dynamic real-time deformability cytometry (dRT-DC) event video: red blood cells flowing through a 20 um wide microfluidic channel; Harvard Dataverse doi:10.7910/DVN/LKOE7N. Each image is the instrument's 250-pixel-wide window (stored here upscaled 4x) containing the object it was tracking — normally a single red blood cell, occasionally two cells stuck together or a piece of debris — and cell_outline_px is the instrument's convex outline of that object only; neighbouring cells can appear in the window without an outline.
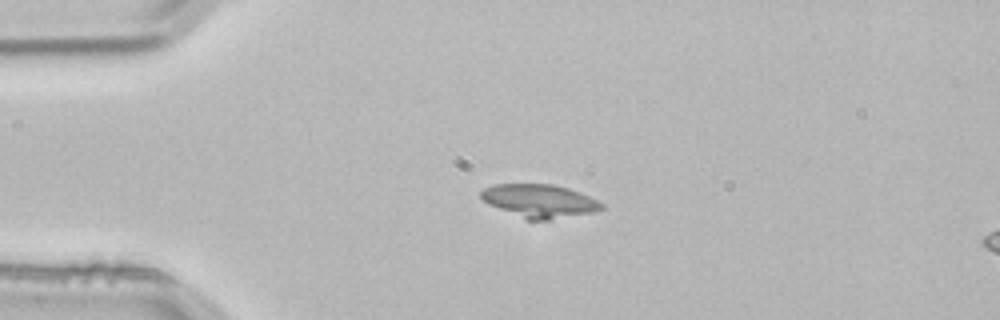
{"species": "common noctule bat (a hibernating species)", "species_latin": "Nyctalus noctula", "temperature_condition": "room temperature", "stored_images_in_passage": 3, "camera_frame_rate_fps": 3000, "um_per_image_px": 0.085, "animal": {"sex": "male", "body_mass_g": 21.5, "forearm_length_mm": 52.0}, "frame": {"image": 1, "passage_image": 2, "time_ms": 0.333, "image_size_px": [1000, 320], "cell_outline_px": [[604, 208], [592, 212], [548, 220], [528, 220], [488, 204], [480, 196], [480, 192], [484, 188], [496, 184], [552, 184], [568, 188], [580, 192], [604, 204]], "centroid_in_image_um": [45.85, 17.07], "position_along_channel_um": 39.2, "area_um2": 23.12}}
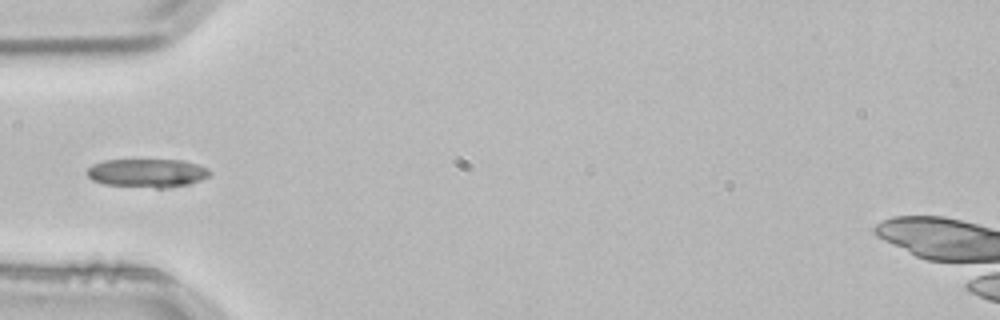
{"frame": {"image": 2, "passage_image": 3, "time_ms": 0.667, "image_size_px": [1000, 320], "cell_outline_px": [[212, 172], [208, 176], [200, 180], [188, 184], [168, 188], [156, 188], [104, 184], [92, 180], [88, 176], [88, 168], [92, 164], [104, 160], [184, 160], [208, 168]], "centroid_in_image_um": [12.53, 14.7], "position_along_channel_um": 72.5, "area_um2": 20.4}}